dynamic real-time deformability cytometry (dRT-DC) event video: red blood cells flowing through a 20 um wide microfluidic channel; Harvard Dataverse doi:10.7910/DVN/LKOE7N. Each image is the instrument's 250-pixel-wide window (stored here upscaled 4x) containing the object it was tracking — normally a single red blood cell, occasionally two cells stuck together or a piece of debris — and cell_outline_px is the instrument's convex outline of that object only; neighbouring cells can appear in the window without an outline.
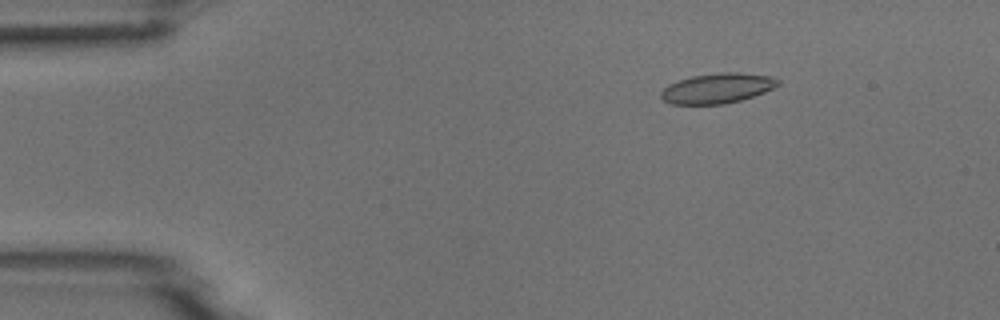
{"species": "common noctule bat (a hibernating species)", "species_latin": "Nyctalus noctula", "temperature_condition": "room temperature", "stored_images_in_passage": 4, "camera_frame_rate_fps": 3000, "um_per_image_px": 0.085, "animal": {"sex": "male", "body_mass_g": 18.8}, "frame": {"image": 1, "passage_image": 3, "time_ms": 2.0, "image_size_px": [1000, 320], "cell_outline_px": [[780, 84], [764, 92], [740, 100], [724, 104], [672, 104], [664, 100], [660, 96], [660, 92], [668, 84], [692, 76], [720, 72], [740, 72], [768, 76], [780, 80]], "centroid_in_image_um": [60.96, 7.5], "position_along_channel_um": 24.0, "area_um2": 20.35}}